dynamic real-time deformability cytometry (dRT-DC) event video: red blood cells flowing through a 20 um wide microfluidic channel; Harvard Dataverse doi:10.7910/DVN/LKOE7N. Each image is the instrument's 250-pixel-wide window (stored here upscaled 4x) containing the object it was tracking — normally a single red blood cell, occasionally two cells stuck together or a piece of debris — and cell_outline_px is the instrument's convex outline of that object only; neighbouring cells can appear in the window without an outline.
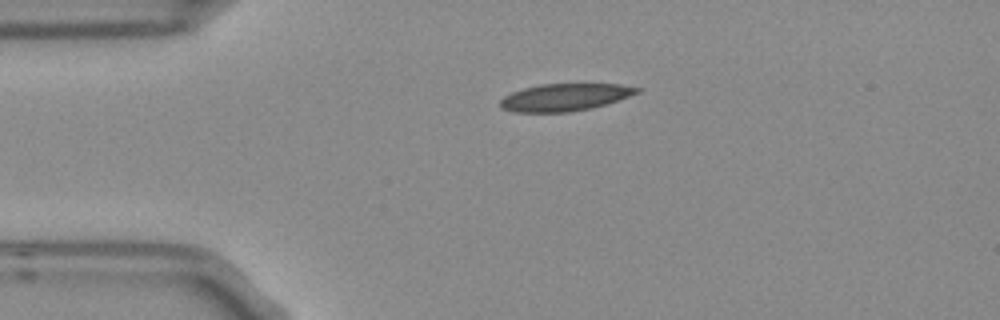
{"species": "Egyptian fruit bat (a non-hibernating species)", "species_latin": "Rousettus aegyptiacus", "temperature_condition": "room temperature", "stored_images_in_passage": 3, "camera_frame_rate_fps": 3000, "um_per_image_px": 0.085, "frame": {"image": 1, "passage_image": 1, "time_ms": 0.0, "image_size_px": [1000, 320], "cell_outline_px": [[640, 92], [604, 104], [588, 108], [568, 112], [512, 112], [500, 108], [500, 100], [504, 96], [512, 92], [524, 88], [540, 84], [620, 84], [640, 88]], "centroid_in_image_um": [47.95, 8.26], "position_along_channel_um": 37.1, "area_um2": 21.5}}
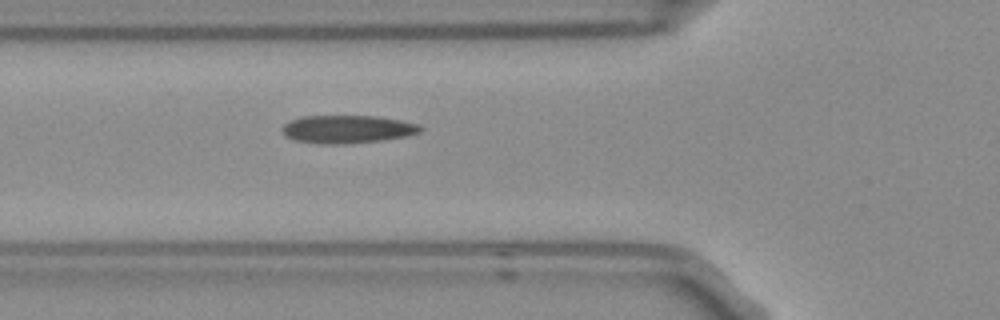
{"frame": {"image": 2, "passage_image": 3, "time_ms": 0.667, "image_size_px": [1000, 320], "cell_outline_px": [[424, 128], [420, 132], [408, 136], [384, 140], [344, 144], [320, 144], [292, 140], [284, 136], [280, 128], [288, 120], [300, 116], [380, 116], [420, 124]], "centroid_in_image_um": [29.5, 10.98], "position_along_channel_um": 96.3, "area_um2": 23.06}}